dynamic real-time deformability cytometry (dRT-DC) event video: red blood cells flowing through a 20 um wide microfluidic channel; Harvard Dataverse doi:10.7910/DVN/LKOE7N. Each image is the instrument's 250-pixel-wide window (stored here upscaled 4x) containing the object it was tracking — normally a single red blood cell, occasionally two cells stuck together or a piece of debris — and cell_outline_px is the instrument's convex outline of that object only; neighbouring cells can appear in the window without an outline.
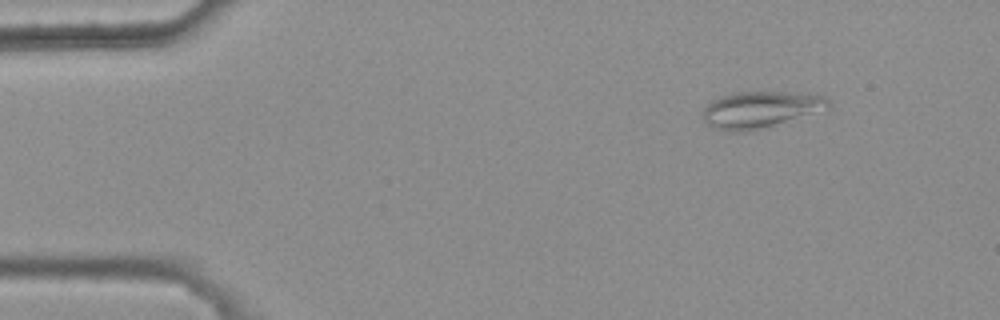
{"species": "common noctule bat (a hibernating species)", "species_latin": "Nyctalus noctula", "temperature_condition": "warm", "stored_images_in_passage": 5, "camera_frame_rate_fps": 3000, "um_per_image_px": 0.085, "animal": {"sex": "female", "body_mass_g": 25.1}, "frame": {"image": 1, "passage_image": 1, "time_ms": 0.0, "image_size_px": [1000, 320], "cell_outline_px": [[832, 104], [828, 112], [768, 128], [752, 132], [728, 132], [712, 128], [704, 120], [704, 108], [712, 100], [720, 96], [732, 92], [784, 92], [824, 96]], "centroid_in_image_um": [64.74, 9.36], "position_along_channel_um": 20.3, "area_um2": 27.92}}
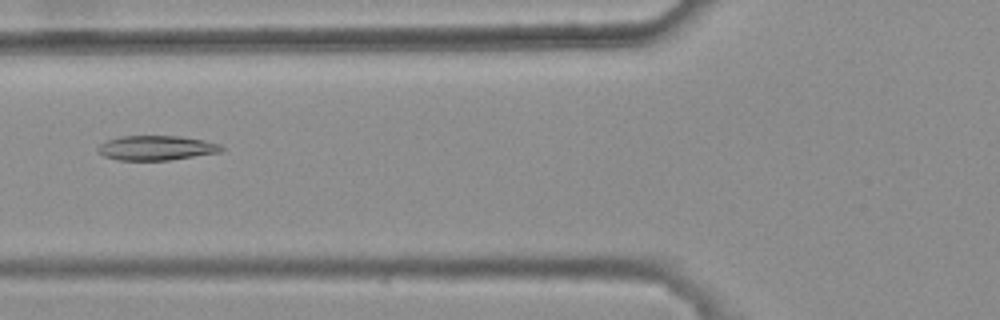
{"frame": {"image": 2, "passage_image": 5, "time_ms": 1.333, "image_size_px": [1000, 320], "cell_outline_px": [[224, 148], [220, 152], [168, 160], [120, 160], [104, 156], [96, 148], [100, 144], [108, 140], [120, 136], [180, 136], [220, 144]], "centroid_in_image_um": [13.27, 12.57], "position_along_channel_um": 112.5, "area_um2": 17.46}}